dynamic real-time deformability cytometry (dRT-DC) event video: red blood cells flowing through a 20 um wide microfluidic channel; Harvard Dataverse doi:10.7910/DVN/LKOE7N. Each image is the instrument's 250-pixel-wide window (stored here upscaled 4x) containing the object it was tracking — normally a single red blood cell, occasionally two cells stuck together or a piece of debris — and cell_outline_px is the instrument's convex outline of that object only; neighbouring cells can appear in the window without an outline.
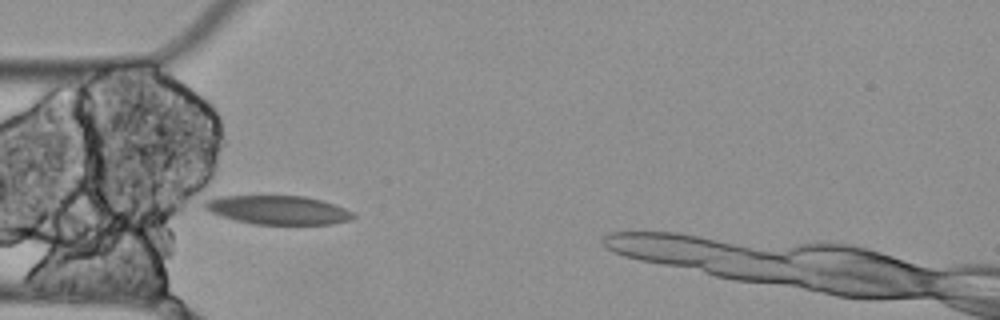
{"species": "Egyptian fruit bat (a non-hibernating species)", "species_latin": "Rousettus aegyptiacus", "temperature_condition": "cold", "stored_images_in_passage": 3, "camera_frame_rate_fps": 3000, "um_per_image_px": 0.085, "animal": {"sex": "female"}, "frame": {"image": 1, "passage_image": 3, "time_ms": 0.667, "image_size_px": [1000, 320], "cell_outline_px": [[356, 216], [352, 220], [332, 224], [252, 224], [220, 216], [204, 208], [200, 204], [204, 200], [220, 196], [304, 196], [320, 200], [344, 208], [352, 212]], "centroid_in_image_um": [23.6, 17.85], "position_along_channel_um": 61.4, "area_um2": 24.91}}